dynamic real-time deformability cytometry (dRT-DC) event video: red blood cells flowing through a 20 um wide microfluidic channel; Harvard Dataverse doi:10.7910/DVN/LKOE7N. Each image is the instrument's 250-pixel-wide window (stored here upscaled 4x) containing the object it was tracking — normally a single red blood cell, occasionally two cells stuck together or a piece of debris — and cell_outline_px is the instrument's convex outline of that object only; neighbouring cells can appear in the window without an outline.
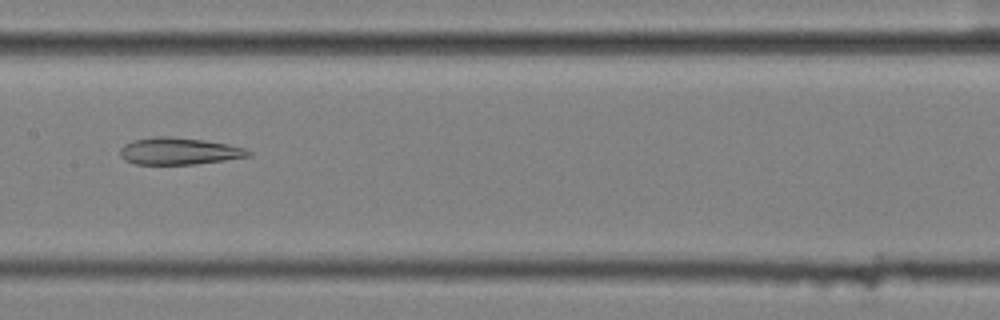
{"species": "common noctule bat (a hibernating species)", "species_latin": "Nyctalus noctula", "temperature_condition": "cold", "stored_images_in_passage": 11, "camera_frame_rate_fps": 3000, "um_per_image_px": 0.085, "animal": {"sex": "female", "body_mass_g": 25.1}, "frame": {"image": 1, "passage_image": 8, "time_ms": 2.333, "image_size_px": [1000, 320], "cell_outline_px": [[252, 156], [196, 164], [132, 164], [124, 160], [120, 156], [120, 148], [124, 144], [132, 140], [152, 136], [168, 136], [204, 140], [228, 144], [244, 148], [252, 152]], "centroid_in_image_um": [15.18, 12.84], "position_along_channel_um": 192.2, "area_um2": 20.35}}
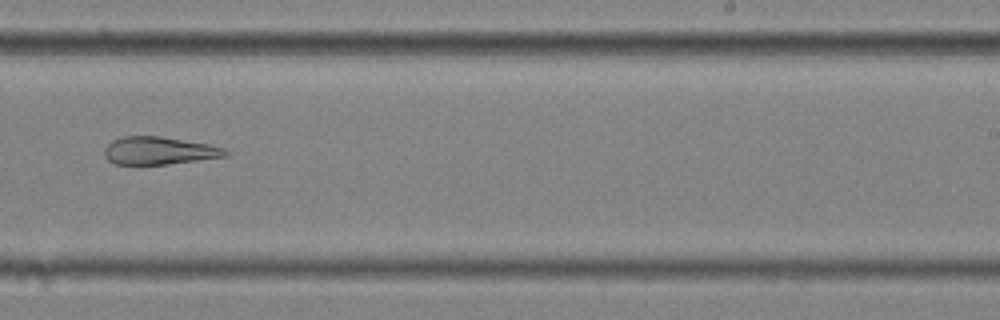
{"frame": {"image": 2, "passage_image": 10, "time_ms": 3.0, "image_size_px": [1000, 320], "cell_outline_px": [[228, 156], [168, 164], [116, 164], [108, 160], [104, 156], [104, 148], [112, 140], [124, 136], [160, 136], [208, 144], [224, 148], [228, 152]], "centroid_in_image_um": [13.5, 12.8], "position_along_channel_um": 275.5, "area_um2": 19.48}}